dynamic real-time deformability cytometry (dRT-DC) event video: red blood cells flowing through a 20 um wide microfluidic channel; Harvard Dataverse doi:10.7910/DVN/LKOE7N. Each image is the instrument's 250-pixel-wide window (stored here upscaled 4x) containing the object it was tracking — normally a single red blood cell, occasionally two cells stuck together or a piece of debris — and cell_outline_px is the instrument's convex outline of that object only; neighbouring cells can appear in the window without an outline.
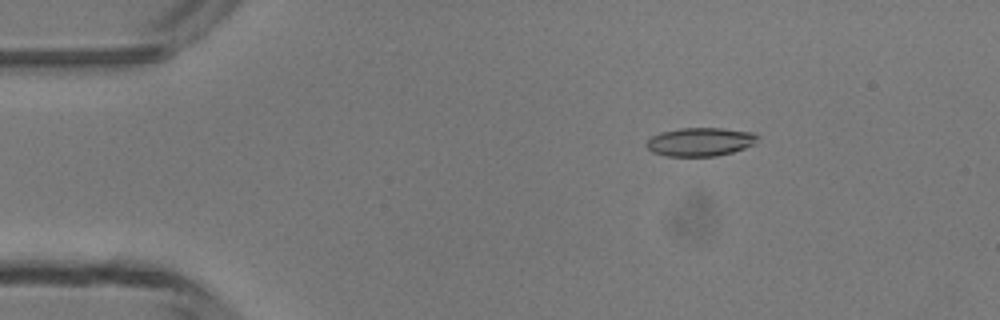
{"species": "common noctule bat (a hibernating species)", "species_latin": "Nyctalus noctula", "temperature_condition": "room temperature", "stored_images_in_passage": 4, "camera_frame_rate_fps": 3000, "um_per_image_px": 0.085, "animal": {"sex": "male", "body_mass_g": 13.3}, "frame": {"image": 1, "passage_image": 3, "time_ms": 2.333, "image_size_px": [1000, 320], "cell_outline_px": [[760, 136], [752, 144], [744, 148], [732, 152], [716, 156], [668, 156], [652, 152], [644, 144], [652, 136], [660, 132], [680, 128], [720, 128], [756, 132]], "centroid_in_image_um": [59.52, 12.05], "position_along_channel_um": 25.5, "area_um2": 18.5}}